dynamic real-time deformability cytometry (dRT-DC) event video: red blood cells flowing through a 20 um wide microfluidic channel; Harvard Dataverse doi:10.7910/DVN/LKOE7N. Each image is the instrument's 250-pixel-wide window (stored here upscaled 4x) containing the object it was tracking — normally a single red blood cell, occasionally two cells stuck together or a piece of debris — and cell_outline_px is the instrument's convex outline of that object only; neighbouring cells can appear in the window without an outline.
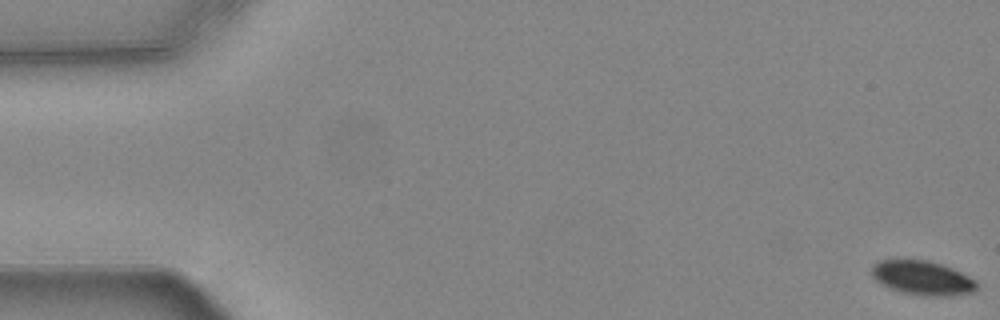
{"species": "common noctule bat (a hibernating species)", "species_latin": "Nyctalus noctula", "temperature_condition": "warm", "stored_images_in_passage": 57, "camera_frame_rate_fps": 3000, "um_per_image_px": 0.085, "animal": {"sex": "female", "body_mass_g": 24.6, "forearm_length_mm": 56.2}, "frame": {"image": 1, "passage_image": 1, "time_ms": 0.0, "image_size_px": [1000, 320], "cell_outline_px": [[976, 288], [972, 292], [952, 296], [928, 296], [900, 292], [880, 284], [872, 276], [872, 264], [880, 260], [928, 260], [952, 268], [976, 280]], "centroid_in_image_um": [78.38, 23.63], "position_along_channel_um": 6.6, "area_um2": 20.87}}
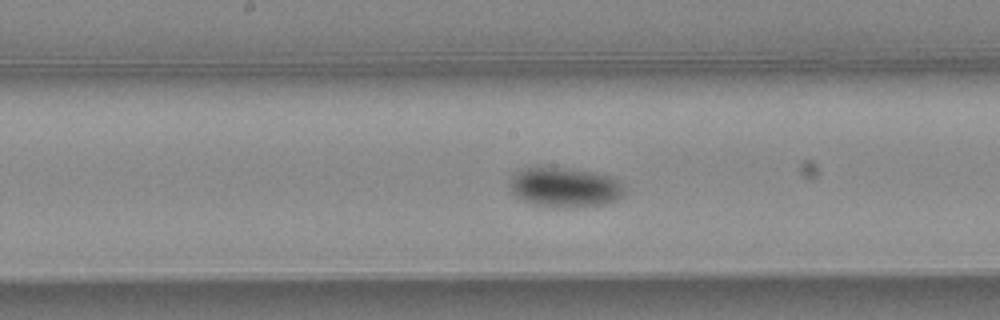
{"frame": {"image": 2, "passage_image": 29, "time_ms": 9.333, "image_size_px": [1000, 320], "cell_outline_px": [[628, 192], [616, 200], [604, 204], [552, 208], [532, 204], [516, 196], [508, 188], [508, 184], [512, 172], [520, 168], [532, 164], [544, 164], [572, 168], [596, 172], [608, 176], [616, 180]], "centroid_in_image_um": [47.89, 15.85], "position_along_channel_um": 200.3, "area_um2": 27.74}}
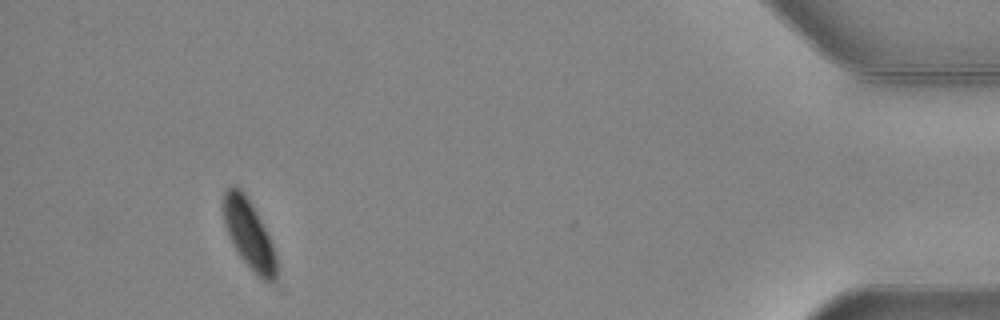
{"frame": {"image": 3, "passage_image": 52, "time_ms": 17.0, "image_size_px": [1000, 320], "cell_outline_px": [[276, 276], [272, 280], [264, 280], [252, 272], [240, 256], [232, 244], [228, 236], [224, 224], [224, 192], [232, 184], [236, 184], [244, 192], [252, 204], [272, 244], [276, 256]], "centroid_in_image_um": [21.13, 19.88], "position_along_channel_um": 414.1, "area_um2": 20.98}, "authors_computed_cell_mechanics": {"area_um2": 23.3512, "velocity_mm_per_s": 3.7004, "shape_relaxation_time_tau1_ms": 4.1857, "shape_relaxation_time_tau2_ms": null, "deformation_change_tau1": 0.0964, "deformation_change_tau2": null}}